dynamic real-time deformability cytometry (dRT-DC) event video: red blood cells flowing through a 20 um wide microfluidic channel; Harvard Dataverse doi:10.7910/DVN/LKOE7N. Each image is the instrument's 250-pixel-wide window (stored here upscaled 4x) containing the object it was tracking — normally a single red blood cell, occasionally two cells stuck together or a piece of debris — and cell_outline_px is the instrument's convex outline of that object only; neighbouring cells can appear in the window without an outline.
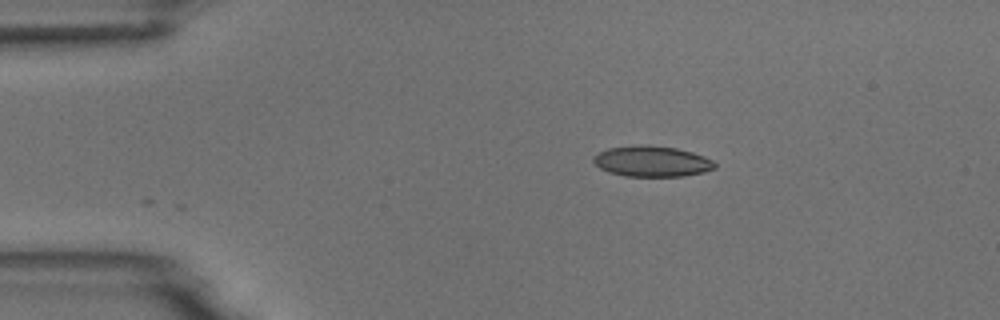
{"species": "common noctule bat (a hibernating species)", "species_latin": "Nyctalus noctula", "temperature_condition": "room temperature", "stored_images_in_passage": 3, "camera_frame_rate_fps": 3000, "um_per_image_px": 0.085, "animal": {"sex": "male", "body_mass_g": 18.8}, "frame": {"image": 1, "passage_image": 3, "time_ms": 2.333, "image_size_px": [1000, 320], "cell_outline_px": [[716, 168], [704, 172], [684, 176], [624, 176], [608, 172], [600, 168], [592, 160], [592, 156], [608, 148], [636, 144], [648, 144], [676, 148], [692, 152], [704, 156], [712, 160], [716, 164]], "centroid_in_image_um": [55.4, 13.7], "position_along_channel_um": 29.6, "area_um2": 21.96}}